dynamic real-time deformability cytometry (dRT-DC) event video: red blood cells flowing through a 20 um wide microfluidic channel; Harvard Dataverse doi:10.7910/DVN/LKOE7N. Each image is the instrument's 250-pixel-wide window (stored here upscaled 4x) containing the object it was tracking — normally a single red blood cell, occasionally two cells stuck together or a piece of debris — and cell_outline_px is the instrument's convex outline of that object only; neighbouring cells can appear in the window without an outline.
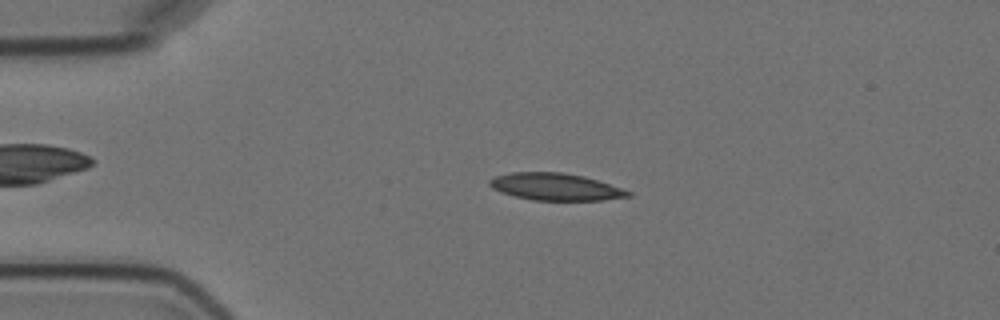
{"species": "Egyptian fruit bat (a non-hibernating species)", "species_latin": "Rousettus aegyptiacus", "temperature_condition": "cold", "stored_images_in_passage": 4, "camera_frame_rate_fps": 3000, "um_per_image_px": 0.085, "animal": {"sex": "female"}, "frame": {"image": 1, "passage_image": 3, "time_ms": 2.333, "image_size_px": [1000, 320], "cell_outline_px": [[632, 196], [604, 200], [532, 200], [500, 192], [492, 188], [488, 184], [488, 180], [496, 176], [512, 172], [564, 172], [584, 176], [632, 192]], "centroid_in_image_um": [47.19, 15.87], "position_along_channel_um": 37.8, "area_um2": 21.79}}